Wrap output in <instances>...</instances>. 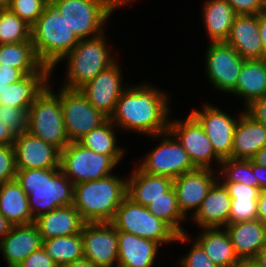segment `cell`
<instances>
[{
    "instance_id": "6da1fadb",
    "label": "cell",
    "mask_w": 266,
    "mask_h": 267,
    "mask_svg": "<svg viewBox=\"0 0 266 267\" xmlns=\"http://www.w3.org/2000/svg\"><path fill=\"white\" fill-rule=\"evenodd\" d=\"M110 117L122 131L158 135L168 131L171 116L170 96L152 83L127 85Z\"/></svg>"
},
{
    "instance_id": "7a4b0ae2",
    "label": "cell",
    "mask_w": 266,
    "mask_h": 267,
    "mask_svg": "<svg viewBox=\"0 0 266 267\" xmlns=\"http://www.w3.org/2000/svg\"><path fill=\"white\" fill-rule=\"evenodd\" d=\"M15 179L27 194L34 220L53 209L73 204L74 184L60 168L17 170Z\"/></svg>"
},
{
    "instance_id": "3957f363",
    "label": "cell",
    "mask_w": 266,
    "mask_h": 267,
    "mask_svg": "<svg viewBox=\"0 0 266 267\" xmlns=\"http://www.w3.org/2000/svg\"><path fill=\"white\" fill-rule=\"evenodd\" d=\"M127 177L111 174L74 185L73 206L85 223H111L127 196Z\"/></svg>"
},
{
    "instance_id": "277c9868",
    "label": "cell",
    "mask_w": 266,
    "mask_h": 267,
    "mask_svg": "<svg viewBox=\"0 0 266 267\" xmlns=\"http://www.w3.org/2000/svg\"><path fill=\"white\" fill-rule=\"evenodd\" d=\"M31 41L40 62L53 73L80 39L59 12L52 5H47L31 26Z\"/></svg>"
},
{
    "instance_id": "5b68a950",
    "label": "cell",
    "mask_w": 266,
    "mask_h": 267,
    "mask_svg": "<svg viewBox=\"0 0 266 267\" xmlns=\"http://www.w3.org/2000/svg\"><path fill=\"white\" fill-rule=\"evenodd\" d=\"M81 39L78 44L60 61L66 62V76L61 87L79 90L94 79L100 72L108 69L117 59L109 47L105 35ZM111 48V49H110ZM111 50V51H110ZM112 52V53H111Z\"/></svg>"
},
{
    "instance_id": "8992f818",
    "label": "cell",
    "mask_w": 266,
    "mask_h": 267,
    "mask_svg": "<svg viewBox=\"0 0 266 267\" xmlns=\"http://www.w3.org/2000/svg\"><path fill=\"white\" fill-rule=\"evenodd\" d=\"M135 0H58L51 4L69 28L81 39L94 38L105 32L116 9ZM127 4V5H126ZM110 17V18H109ZM109 19V20H108Z\"/></svg>"
},
{
    "instance_id": "52a82bcc",
    "label": "cell",
    "mask_w": 266,
    "mask_h": 267,
    "mask_svg": "<svg viewBox=\"0 0 266 267\" xmlns=\"http://www.w3.org/2000/svg\"><path fill=\"white\" fill-rule=\"evenodd\" d=\"M111 224L117 231L155 241L160 246L172 242L189 245L191 240L189 233L177 234L166 222L156 218L145 206L135 203L128 196L117 208Z\"/></svg>"
},
{
    "instance_id": "ba28073f",
    "label": "cell",
    "mask_w": 266,
    "mask_h": 267,
    "mask_svg": "<svg viewBox=\"0 0 266 267\" xmlns=\"http://www.w3.org/2000/svg\"><path fill=\"white\" fill-rule=\"evenodd\" d=\"M48 84L28 110L27 131L62 151L69 143L60 96Z\"/></svg>"
},
{
    "instance_id": "9c48e42d",
    "label": "cell",
    "mask_w": 266,
    "mask_h": 267,
    "mask_svg": "<svg viewBox=\"0 0 266 267\" xmlns=\"http://www.w3.org/2000/svg\"><path fill=\"white\" fill-rule=\"evenodd\" d=\"M153 140L160 139L156 146L141 158L139 168L149 174L169 177L174 180L177 177L196 169L191 162L188 153L178 140L169 132L151 135Z\"/></svg>"
},
{
    "instance_id": "30bf717a",
    "label": "cell",
    "mask_w": 266,
    "mask_h": 267,
    "mask_svg": "<svg viewBox=\"0 0 266 267\" xmlns=\"http://www.w3.org/2000/svg\"><path fill=\"white\" fill-rule=\"evenodd\" d=\"M118 164L108 155L95 153L79 142L60 151V170L75 185L113 174Z\"/></svg>"
},
{
    "instance_id": "8fae6325",
    "label": "cell",
    "mask_w": 266,
    "mask_h": 267,
    "mask_svg": "<svg viewBox=\"0 0 266 267\" xmlns=\"http://www.w3.org/2000/svg\"><path fill=\"white\" fill-rule=\"evenodd\" d=\"M59 88L56 93L60 96L65 131L70 142H78L109 119L91 105L80 90Z\"/></svg>"
},
{
    "instance_id": "7c38bea8",
    "label": "cell",
    "mask_w": 266,
    "mask_h": 267,
    "mask_svg": "<svg viewBox=\"0 0 266 267\" xmlns=\"http://www.w3.org/2000/svg\"><path fill=\"white\" fill-rule=\"evenodd\" d=\"M168 131L178 140L181 146L188 153L189 158L196 168H213L217 164L220 166L221 159L215 154L212 143L205 133L203 126L191 114L185 119H171ZM213 167H212V166Z\"/></svg>"
},
{
    "instance_id": "4fadbf2b",
    "label": "cell",
    "mask_w": 266,
    "mask_h": 267,
    "mask_svg": "<svg viewBox=\"0 0 266 267\" xmlns=\"http://www.w3.org/2000/svg\"><path fill=\"white\" fill-rule=\"evenodd\" d=\"M206 50L205 72L211 86L221 93L229 94L236 88L243 59L226 42H209Z\"/></svg>"
},
{
    "instance_id": "5bb4252c",
    "label": "cell",
    "mask_w": 266,
    "mask_h": 267,
    "mask_svg": "<svg viewBox=\"0 0 266 267\" xmlns=\"http://www.w3.org/2000/svg\"><path fill=\"white\" fill-rule=\"evenodd\" d=\"M213 105L206 102L200 108L201 110L194 108L190 113L203 126L206 135L212 143L215 154L221 160L229 159L231 158L234 130L243 112L240 110V113L235 117Z\"/></svg>"
},
{
    "instance_id": "9a60e30c",
    "label": "cell",
    "mask_w": 266,
    "mask_h": 267,
    "mask_svg": "<svg viewBox=\"0 0 266 267\" xmlns=\"http://www.w3.org/2000/svg\"><path fill=\"white\" fill-rule=\"evenodd\" d=\"M81 237L84 258L96 267L117 266L118 236L111 223H85Z\"/></svg>"
},
{
    "instance_id": "2e32d148",
    "label": "cell",
    "mask_w": 266,
    "mask_h": 267,
    "mask_svg": "<svg viewBox=\"0 0 266 267\" xmlns=\"http://www.w3.org/2000/svg\"><path fill=\"white\" fill-rule=\"evenodd\" d=\"M120 65L116 61L79 89L89 103L109 119L116 109L119 97L127 88L123 85V71Z\"/></svg>"
},
{
    "instance_id": "e0dca14e",
    "label": "cell",
    "mask_w": 266,
    "mask_h": 267,
    "mask_svg": "<svg viewBox=\"0 0 266 267\" xmlns=\"http://www.w3.org/2000/svg\"><path fill=\"white\" fill-rule=\"evenodd\" d=\"M217 180L218 171L207 168H196L173 180L178 207L186 219L195 215Z\"/></svg>"
},
{
    "instance_id": "ac0fdd59",
    "label": "cell",
    "mask_w": 266,
    "mask_h": 267,
    "mask_svg": "<svg viewBox=\"0 0 266 267\" xmlns=\"http://www.w3.org/2000/svg\"><path fill=\"white\" fill-rule=\"evenodd\" d=\"M16 170L60 168V150L25 131L14 137Z\"/></svg>"
},
{
    "instance_id": "d6986e66",
    "label": "cell",
    "mask_w": 266,
    "mask_h": 267,
    "mask_svg": "<svg viewBox=\"0 0 266 267\" xmlns=\"http://www.w3.org/2000/svg\"><path fill=\"white\" fill-rule=\"evenodd\" d=\"M42 245L43 240L35 223L14 225L0 241V252L9 267H18Z\"/></svg>"
},
{
    "instance_id": "ffe728a7",
    "label": "cell",
    "mask_w": 266,
    "mask_h": 267,
    "mask_svg": "<svg viewBox=\"0 0 266 267\" xmlns=\"http://www.w3.org/2000/svg\"><path fill=\"white\" fill-rule=\"evenodd\" d=\"M243 59H265L258 27V15H236L225 41Z\"/></svg>"
},
{
    "instance_id": "44dd1931",
    "label": "cell",
    "mask_w": 266,
    "mask_h": 267,
    "mask_svg": "<svg viewBox=\"0 0 266 267\" xmlns=\"http://www.w3.org/2000/svg\"><path fill=\"white\" fill-rule=\"evenodd\" d=\"M231 210V197L218 179L210 188L195 215L189 219L201 228H225Z\"/></svg>"
},
{
    "instance_id": "7402d4cb",
    "label": "cell",
    "mask_w": 266,
    "mask_h": 267,
    "mask_svg": "<svg viewBox=\"0 0 266 267\" xmlns=\"http://www.w3.org/2000/svg\"><path fill=\"white\" fill-rule=\"evenodd\" d=\"M117 267H154L160 245L131 233L117 231Z\"/></svg>"
},
{
    "instance_id": "603a6c76",
    "label": "cell",
    "mask_w": 266,
    "mask_h": 267,
    "mask_svg": "<svg viewBox=\"0 0 266 267\" xmlns=\"http://www.w3.org/2000/svg\"><path fill=\"white\" fill-rule=\"evenodd\" d=\"M34 223L42 240L80 234L85 224L73 204L53 209L37 217Z\"/></svg>"
},
{
    "instance_id": "cb8c5ba5",
    "label": "cell",
    "mask_w": 266,
    "mask_h": 267,
    "mask_svg": "<svg viewBox=\"0 0 266 267\" xmlns=\"http://www.w3.org/2000/svg\"><path fill=\"white\" fill-rule=\"evenodd\" d=\"M225 229L239 259H254L266 245V226L259 219L228 224Z\"/></svg>"
},
{
    "instance_id": "d4e9b609",
    "label": "cell",
    "mask_w": 266,
    "mask_h": 267,
    "mask_svg": "<svg viewBox=\"0 0 266 267\" xmlns=\"http://www.w3.org/2000/svg\"><path fill=\"white\" fill-rule=\"evenodd\" d=\"M52 73H32L21 80L4 86L0 93V104L29 110L35 98L51 83Z\"/></svg>"
},
{
    "instance_id": "484cf974",
    "label": "cell",
    "mask_w": 266,
    "mask_h": 267,
    "mask_svg": "<svg viewBox=\"0 0 266 267\" xmlns=\"http://www.w3.org/2000/svg\"><path fill=\"white\" fill-rule=\"evenodd\" d=\"M242 110L234 130L231 158L251 159L266 145V127Z\"/></svg>"
},
{
    "instance_id": "4316f807",
    "label": "cell",
    "mask_w": 266,
    "mask_h": 267,
    "mask_svg": "<svg viewBox=\"0 0 266 267\" xmlns=\"http://www.w3.org/2000/svg\"><path fill=\"white\" fill-rule=\"evenodd\" d=\"M129 176L127 178V196L135 203L145 207L173 186L171 178L145 173L138 165Z\"/></svg>"
},
{
    "instance_id": "83f0119b",
    "label": "cell",
    "mask_w": 266,
    "mask_h": 267,
    "mask_svg": "<svg viewBox=\"0 0 266 267\" xmlns=\"http://www.w3.org/2000/svg\"><path fill=\"white\" fill-rule=\"evenodd\" d=\"M231 95L243 99V107L266 96V58L245 60Z\"/></svg>"
},
{
    "instance_id": "f1b7e54d",
    "label": "cell",
    "mask_w": 266,
    "mask_h": 267,
    "mask_svg": "<svg viewBox=\"0 0 266 267\" xmlns=\"http://www.w3.org/2000/svg\"><path fill=\"white\" fill-rule=\"evenodd\" d=\"M202 22L210 42H225L229 37L236 14L226 0H205Z\"/></svg>"
},
{
    "instance_id": "f546056e",
    "label": "cell",
    "mask_w": 266,
    "mask_h": 267,
    "mask_svg": "<svg viewBox=\"0 0 266 267\" xmlns=\"http://www.w3.org/2000/svg\"><path fill=\"white\" fill-rule=\"evenodd\" d=\"M0 213L13 226L35 222L27 194L16 179L0 184Z\"/></svg>"
},
{
    "instance_id": "4dcf8cb0",
    "label": "cell",
    "mask_w": 266,
    "mask_h": 267,
    "mask_svg": "<svg viewBox=\"0 0 266 267\" xmlns=\"http://www.w3.org/2000/svg\"><path fill=\"white\" fill-rule=\"evenodd\" d=\"M199 233L194 240L214 264L230 267L239 260L225 228H202Z\"/></svg>"
},
{
    "instance_id": "1f68e13d",
    "label": "cell",
    "mask_w": 266,
    "mask_h": 267,
    "mask_svg": "<svg viewBox=\"0 0 266 267\" xmlns=\"http://www.w3.org/2000/svg\"><path fill=\"white\" fill-rule=\"evenodd\" d=\"M0 64L20 69L25 75L51 73L38 59L32 41L0 44Z\"/></svg>"
},
{
    "instance_id": "d6a6232c",
    "label": "cell",
    "mask_w": 266,
    "mask_h": 267,
    "mask_svg": "<svg viewBox=\"0 0 266 267\" xmlns=\"http://www.w3.org/2000/svg\"><path fill=\"white\" fill-rule=\"evenodd\" d=\"M231 197L228 224L257 219V202L260 190L241 183H223Z\"/></svg>"
},
{
    "instance_id": "836d02e7",
    "label": "cell",
    "mask_w": 266,
    "mask_h": 267,
    "mask_svg": "<svg viewBox=\"0 0 266 267\" xmlns=\"http://www.w3.org/2000/svg\"><path fill=\"white\" fill-rule=\"evenodd\" d=\"M116 133H119L118 128L108 119L104 124L93 129L78 142L95 153L110 156L119 164L126 153V149L117 145L118 138Z\"/></svg>"
},
{
    "instance_id": "e575fe53",
    "label": "cell",
    "mask_w": 266,
    "mask_h": 267,
    "mask_svg": "<svg viewBox=\"0 0 266 267\" xmlns=\"http://www.w3.org/2000/svg\"><path fill=\"white\" fill-rule=\"evenodd\" d=\"M42 247L57 266L84 258L81 233L43 240Z\"/></svg>"
},
{
    "instance_id": "d590c367",
    "label": "cell",
    "mask_w": 266,
    "mask_h": 267,
    "mask_svg": "<svg viewBox=\"0 0 266 267\" xmlns=\"http://www.w3.org/2000/svg\"><path fill=\"white\" fill-rule=\"evenodd\" d=\"M146 208L156 217L166 222L177 234L187 233L182 222L186 218L182 215L174 187L172 186L161 197L151 201ZM182 225V226H181Z\"/></svg>"
},
{
    "instance_id": "8d00e7d4",
    "label": "cell",
    "mask_w": 266,
    "mask_h": 267,
    "mask_svg": "<svg viewBox=\"0 0 266 267\" xmlns=\"http://www.w3.org/2000/svg\"><path fill=\"white\" fill-rule=\"evenodd\" d=\"M217 168L218 179L222 183H241L259 189L258 179L252 172L251 159H225Z\"/></svg>"
},
{
    "instance_id": "74e56055",
    "label": "cell",
    "mask_w": 266,
    "mask_h": 267,
    "mask_svg": "<svg viewBox=\"0 0 266 267\" xmlns=\"http://www.w3.org/2000/svg\"><path fill=\"white\" fill-rule=\"evenodd\" d=\"M31 41V26L7 9H0V44Z\"/></svg>"
},
{
    "instance_id": "f35d334b",
    "label": "cell",
    "mask_w": 266,
    "mask_h": 267,
    "mask_svg": "<svg viewBox=\"0 0 266 267\" xmlns=\"http://www.w3.org/2000/svg\"><path fill=\"white\" fill-rule=\"evenodd\" d=\"M46 6L47 3L44 0H10L8 9L32 26Z\"/></svg>"
},
{
    "instance_id": "ab89813d",
    "label": "cell",
    "mask_w": 266,
    "mask_h": 267,
    "mask_svg": "<svg viewBox=\"0 0 266 267\" xmlns=\"http://www.w3.org/2000/svg\"><path fill=\"white\" fill-rule=\"evenodd\" d=\"M0 120L14 136L27 131L28 110L0 104Z\"/></svg>"
},
{
    "instance_id": "60d3db41",
    "label": "cell",
    "mask_w": 266,
    "mask_h": 267,
    "mask_svg": "<svg viewBox=\"0 0 266 267\" xmlns=\"http://www.w3.org/2000/svg\"><path fill=\"white\" fill-rule=\"evenodd\" d=\"M177 265L179 267H219L213 263L195 240H192L187 254L178 259Z\"/></svg>"
},
{
    "instance_id": "b9f144b4",
    "label": "cell",
    "mask_w": 266,
    "mask_h": 267,
    "mask_svg": "<svg viewBox=\"0 0 266 267\" xmlns=\"http://www.w3.org/2000/svg\"><path fill=\"white\" fill-rule=\"evenodd\" d=\"M16 171L13 144L0 145V184L15 180Z\"/></svg>"
},
{
    "instance_id": "7bdbcfd3",
    "label": "cell",
    "mask_w": 266,
    "mask_h": 267,
    "mask_svg": "<svg viewBox=\"0 0 266 267\" xmlns=\"http://www.w3.org/2000/svg\"><path fill=\"white\" fill-rule=\"evenodd\" d=\"M236 15H258L263 12L264 0H226Z\"/></svg>"
},
{
    "instance_id": "ee69618b",
    "label": "cell",
    "mask_w": 266,
    "mask_h": 267,
    "mask_svg": "<svg viewBox=\"0 0 266 267\" xmlns=\"http://www.w3.org/2000/svg\"><path fill=\"white\" fill-rule=\"evenodd\" d=\"M18 267H57L43 247L31 253Z\"/></svg>"
},
{
    "instance_id": "f6af8a7d",
    "label": "cell",
    "mask_w": 266,
    "mask_h": 267,
    "mask_svg": "<svg viewBox=\"0 0 266 267\" xmlns=\"http://www.w3.org/2000/svg\"><path fill=\"white\" fill-rule=\"evenodd\" d=\"M244 112L254 121L266 127V96L255 99L244 107Z\"/></svg>"
},
{
    "instance_id": "bcb514c9",
    "label": "cell",
    "mask_w": 266,
    "mask_h": 267,
    "mask_svg": "<svg viewBox=\"0 0 266 267\" xmlns=\"http://www.w3.org/2000/svg\"><path fill=\"white\" fill-rule=\"evenodd\" d=\"M25 74L17 68L0 64V80L4 86L21 80Z\"/></svg>"
},
{
    "instance_id": "7dc6e473",
    "label": "cell",
    "mask_w": 266,
    "mask_h": 267,
    "mask_svg": "<svg viewBox=\"0 0 266 267\" xmlns=\"http://www.w3.org/2000/svg\"><path fill=\"white\" fill-rule=\"evenodd\" d=\"M252 172L255 175V178L258 179L259 190L266 189V167L255 164L252 161Z\"/></svg>"
},
{
    "instance_id": "c3c4849f",
    "label": "cell",
    "mask_w": 266,
    "mask_h": 267,
    "mask_svg": "<svg viewBox=\"0 0 266 267\" xmlns=\"http://www.w3.org/2000/svg\"><path fill=\"white\" fill-rule=\"evenodd\" d=\"M258 216L257 219L266 226V189L261 190L257 202Z\"/></svg>"
},
{
    "instance_id": "681fc988",
    "label": "cell",
    "mask_w": 266,
    "mask_h": 267,
    "mask_svg": "<svg viewBox=\"0 0 266 267\" xmlns=\"http://www.w3.org/2000/svg\"><path fill=\"white\" fill-rule=\"evenodd\" d=\"M258 27L263 50L266 52V13L258 14Z\"/></svg>"
},
{
    "instance_id": "f907efd6",
    "label": "cell",
    "mask_w": 266,
    "mask_h": 267,
    "mask_svg": "<svg viewBox=\"0 0 266 267\" xmlns=\"http://www.w3.org/2000/svg\"><path fill=\"white\" fill-rule=\"evenodd\" d=\"M14 135L0 120V145L13 144Z\"/></svg>"
},
{
    "instance_id": "816d5d0a",
    "label": "cell",
    "mask_w": 266,
    "mask_h": 267,
    "mask_svg": "<svg viewBox=\"0 0 266 267\" xmlns=\"http://www.w3.org/2000/svg\"><path fill=\"white\" fill-rule=\"evenodd\" d=\"M251 160L258 165L266 167V145L261 148L252 158Z\"/></svg>"
},
{
    "instance_id": "f5cc1de1",
    "label": "cell",
    "mask_w": 266,
    "mask_h": 267,
    "mask_svg": "<svg viewBox=\"0 0 266 267\" xmlns=\"http://www.w3.org/2000/svg\"><path fill=\"white\" fill-rule=\"evenodd\" d=\"M57 267H96L90 260L86 258H82L80 260H76L74 262L60 265Z\"/></svg>"
},
{
    "instance_id": "db71d44e",
    "label": "cell",
    "mask_w": 266,
    "mask_h": 267,
    "mask_svg": "<svg viewBox=\"0 0 266 267\" xmlns=\"http://www.w3.org/2000/svg\"><path fill=\"white\" fill-rule=\"evenodd\" d=\"M13 225L10 224L6 218L0 213V241L3 239V237L9 233L11 227Z\"/></svg>"
},
{
    "instance_id": "11a10c76",
    "label": "cell",
    "mask_w": 266,
    "mask_h": 267,
    "mask_svg": "<svg viewBox=\"0 0 266 267\" xmlns=\"http://www.w3.org/2000/svg\"><path fill=\"white\" fill-rule=\"evenodd\" d=\"M253 260L259 267H266V245L258 252Z\"/></svg>"
},
{
    "instance_id": "9f6ffc18",
    "label": "cell",
    "mask_w": 266,
    "mask_h": 267,
    "mask_svg": "<svg viewBox=\"0 0 266 267\" xmlns=\"http://www.w3.org/2000/svg\"><path fill=\"white\" fill-rule=\"evenodd\" d=\"M230 267H259L253 259H239Z\"/></svg>"
},
{
    "instance_id": "6f0895ef",
    "label": "cell",
    "mask_w": 266,
    "mask_h": 267,
    "mask_svg": "<svg viewBox=\"0 0 266 267\" xmlns=\"http://www.w3.org/2000/svg\"><path fill=\"white\" fill-rule=\"evenodd\" d=\"M10 0H0V9H7L9 6Z\"/></svg>"
},
{
    "instance_id": "680465c9",
    "label": "cell",
    "mask_w": 266,
    "mask_h": 267,
    "mask_svg": "<svg viewBox=\"0 0 266 267\" xmlns=\"http://www.w3.org/2000/svg\"><path fill=\"white\" fill-rule=\"evenodd\" d=\"M56 1H58V0H47V5H51V4H53L54 2H56Z\"/></svg>"
},
{
    "instance_id": "91938a15",
    "label": "cell",
    "mask_w": 266,
    "mask_h": 267,
    "mask_svg": "<svg viewBox=\"0 0 266 267\" xmlns=\"http://www.w3.org/2000/svg\"><path fill=\"white\" fill-rule=\"evenodd\" d=\"M2 90H4V85H3V83L0 80V93L2 92Z\"/></svg>"
},
{
    "instance_id": "94428289",
    "label": "cell",
    "mask_w": 266,
    "mask_h": 267,
    "mask_svg": "<svg viewBox=\"0 0 266 267\" xmlns=\"http://www.w3.org/2000/svg\"><path fill=\"white\" fill-rule=\"evenodd\" d=\"M263 12L266 13V0H264V9Z\"/></svg>"
}]
</instances>
